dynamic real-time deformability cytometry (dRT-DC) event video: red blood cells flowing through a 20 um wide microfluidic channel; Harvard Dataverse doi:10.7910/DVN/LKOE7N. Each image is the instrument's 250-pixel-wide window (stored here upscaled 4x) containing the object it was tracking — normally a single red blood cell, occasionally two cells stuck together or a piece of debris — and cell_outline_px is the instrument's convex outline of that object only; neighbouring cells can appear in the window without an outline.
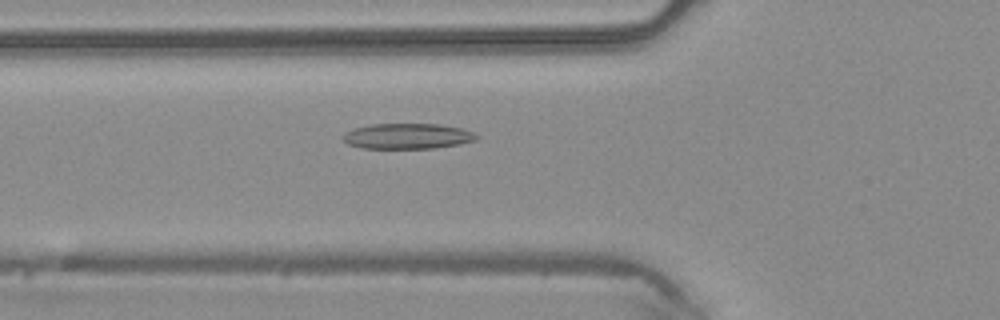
{"species": "common noctule bat (a hibernating species)", "species_latin": "Nyctalus noctula", "temperature_condition": "warm", "stored_images_in_passage": 34, "camera_frame_rate_fps": 3000, "um_per_image_px": 0.085, "animal": {"sex": "male", "body_mass_g": 20.4}, "frame": {"image": 1, "passage_image": 4, "time_ms": 1.0, "image_size_px": [1000, 320], "cell_outline_px": [[480, 136], [476, 140], [460, 144], [432, 148], [360, 148], [348, 144], [340, 136], [344, 132], [356, 128], [372, 124], [440, 124], [460, 128], [472, 132]], "centroid_in_image_um": [34.62, 11.57], "position_along_channel_um": 91.2, "area_um2": 19.83}}
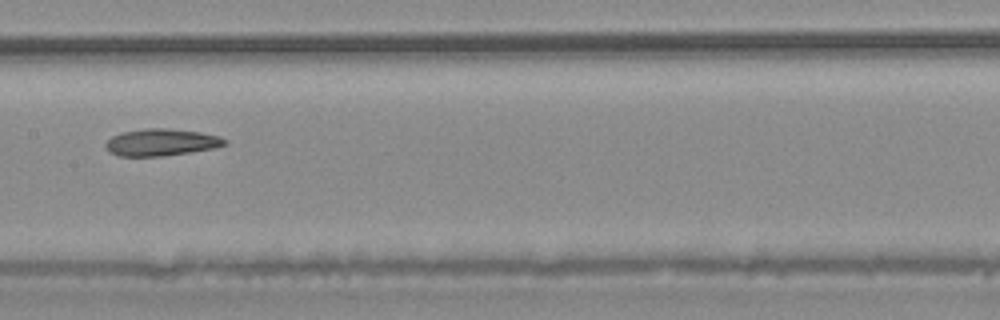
{"frame": {"image": 2, "passage_image": 11, "time_ms": 3.333, "image_size_px": [1000, 320], "cell_outline_px": [[228, 144], [216, 148], [164, 156], [120, 156], [108, 152], [104, 144], [112, 136], [120, 132], [144, 128], [168, 128], [200, 132], [220, 136], [228, 140]], "centroid_in_image_um": [13.72, 12.09], "position_along_channel_um": 193.7, "area_um2": 19.02}}
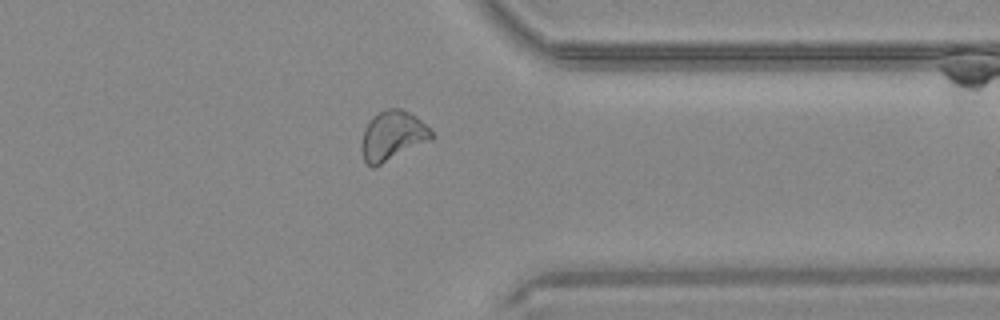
{"frame": {"image": 3, "passage_image": 24, "time_ms": 7.667, "image_size_px": [1000, 320], "cell_outline_px": [[432, 140], [376, 168], [372, 168], [364, 160], [360, 148], [360, 144], [364, 128], [372, 116], [388, 108], [400, 108], [416, 116], [432, 132]], "centroid_in_image_um": [33.33, 11.58], "position_along_channel_um": 378.1, "area_um2": 20.52}}